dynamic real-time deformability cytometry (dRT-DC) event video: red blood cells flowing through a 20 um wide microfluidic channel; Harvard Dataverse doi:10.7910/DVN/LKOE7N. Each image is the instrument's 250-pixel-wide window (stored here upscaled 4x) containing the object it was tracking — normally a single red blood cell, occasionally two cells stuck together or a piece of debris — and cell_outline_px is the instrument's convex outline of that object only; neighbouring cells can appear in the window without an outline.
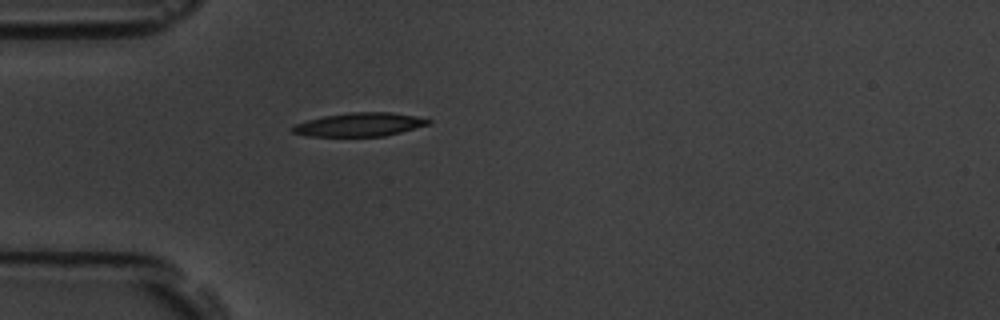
{"species": "common noctule bat (a hibernating species)", "species_latin": "Nyctalus noctula", "temperature_condition": "room temperature", "stored_images_in_passage": 1, "camera_frame_rate_fps": 3000, "um_per_image_px": 0.085, "animal": {"sex": "male", "body_mass_g": 19.5, "forearm_length_mm": 54.6}, "frame": {"image": 1, "passage_image": 1, "time_ms": 0.0, "image_size_px": [1000, 320], "cell_outline_px": [[432, 124], [384, 136], [304, 136], [292, 132], [292, 128], [296, 124], [308, 120], [324, 116], [352, 112], [392, 112], [416, 116], [432, 120]], "centroid_in_image_um": [30.6, 10.59], "position_along_channel_um": 54.4, "area_um2": 18.61}}